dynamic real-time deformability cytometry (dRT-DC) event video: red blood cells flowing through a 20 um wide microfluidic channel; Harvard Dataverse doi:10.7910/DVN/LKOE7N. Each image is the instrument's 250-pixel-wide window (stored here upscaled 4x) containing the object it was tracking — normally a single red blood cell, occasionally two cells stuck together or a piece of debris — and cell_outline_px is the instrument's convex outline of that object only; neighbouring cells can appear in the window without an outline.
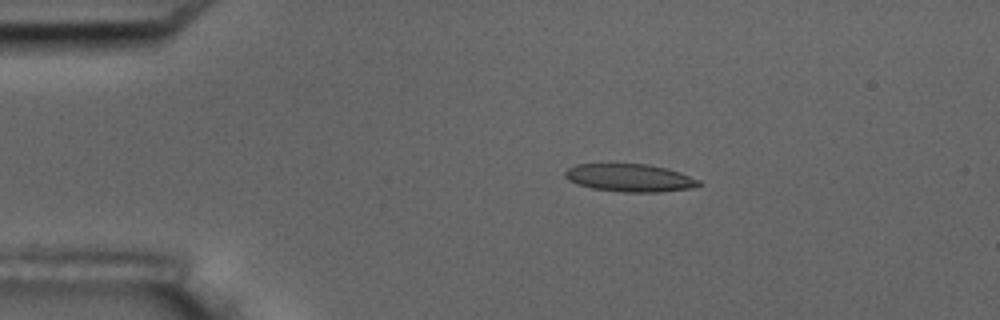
{"species": "common noctule bat (a hibernating species)", "species_latin": "Nyctalus noctula", "temperature_condition": "room temperature", "stored_images_in_passage": 11, "camera_frame_rate_fps": 3000, "um_per_image_px": 0.085, "animal": {"sex": "male", "body_mass_g": 17.5, "forearm_length_mm": 52.3}, "frame": {"image": 1, "passage_image": 4, "time_ms": 3.333, "image_size_px": [1000, 320], "cell_outline_px": [[704, 184], [688, 188], [660, 192], [624, 192], [592, 188], [568, 180], [564, 176], [564, 172], [568, 168], [576, 164], [648, 164], [668, 168], [680, 172], [700, 180]], "centroid_in_image_um": [53.55, 15.11], "position_along_channel_um": 31.4, "area_um2": 21.62}}
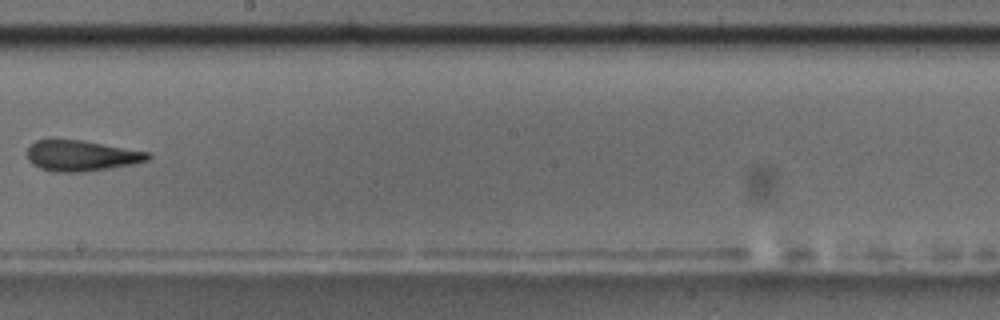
{"frame": {"image": 2, "passage_image": 10, "time_ms": 10.333, "image_size_px": [1000, 320], "cell_outline_px": [[152, 156], [148, 160], [132, 164], [84, 172], [52, 172], [40, 168], [32, 164], [28, 160], [28, 148], [36, 140], [80, 140], [152, 152]], "centroid_in_image_um": [6.94, 13.24], "position_along_channel_um": 241.3, "area_um2": 21.56}}
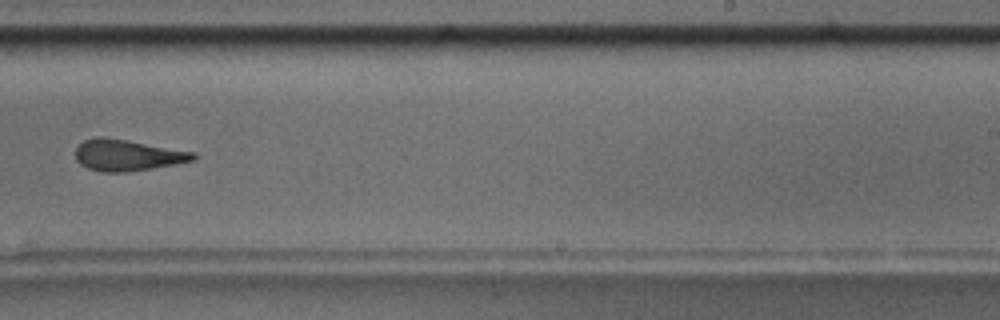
{"frame": {"image": 3, "passage_image": 11, "time_ms": 11.333, "image_size_px": [1000, 320], "cell_outline_px": [[196, 156], [192, 160], [172, 164], [124, 172], [104, 172], [88, 168], [80, 164], [76, 160], [76, 148], [84, 140], [96, 136], [104, 136], [128, 140], [196, 152]], "centroid_in_image_um": [10.78, 13.17], "position_along_channel_um": 278.2, "area_um2": 21.21}}